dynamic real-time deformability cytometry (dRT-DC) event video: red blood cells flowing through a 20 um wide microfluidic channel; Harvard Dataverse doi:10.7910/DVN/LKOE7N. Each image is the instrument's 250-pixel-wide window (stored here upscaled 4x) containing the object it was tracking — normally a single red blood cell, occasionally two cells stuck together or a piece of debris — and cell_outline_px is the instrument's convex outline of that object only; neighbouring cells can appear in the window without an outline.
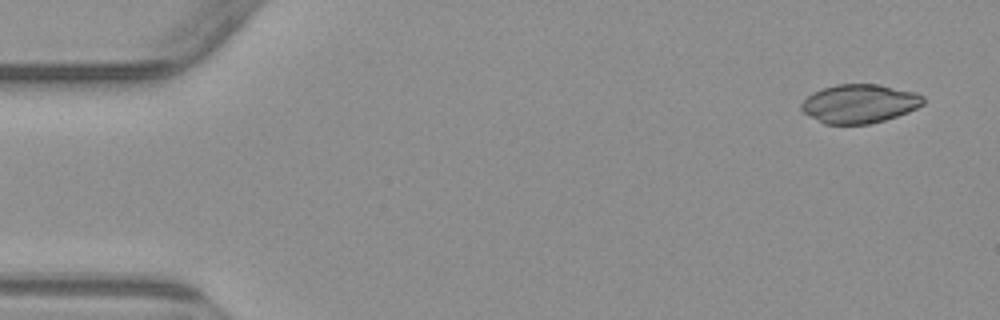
{"species": "common noctule bat (a hibernating species)", "species_latin": "Nyctalus noctula", "temperature_condition": "warm", "stored_images_in_passage": 5, "camera_frame_rate_fps": 3000, "um_per_image_px": 0.085, "animal": {"sex": "male", "body_mass_g": 23.1, "forearm_length_mm": 52.7}, "frame": {"image": 1, "passage_image": 1, "time_ms": 0.0, "image_size_px": [1000, 320], "cell_outline_px": [[924, 104], [908, 112], [884, 120], [868, 124], [824, 124], [804, 112], [800, 108], [800, 104], [812, 92], [836, 84], [880, 84], [916, 92], [924, 96]], "centroid_in_image_um": [73.07, 8.8], "position_along_channel_um": 11.9, "area_um2": 27.57}}